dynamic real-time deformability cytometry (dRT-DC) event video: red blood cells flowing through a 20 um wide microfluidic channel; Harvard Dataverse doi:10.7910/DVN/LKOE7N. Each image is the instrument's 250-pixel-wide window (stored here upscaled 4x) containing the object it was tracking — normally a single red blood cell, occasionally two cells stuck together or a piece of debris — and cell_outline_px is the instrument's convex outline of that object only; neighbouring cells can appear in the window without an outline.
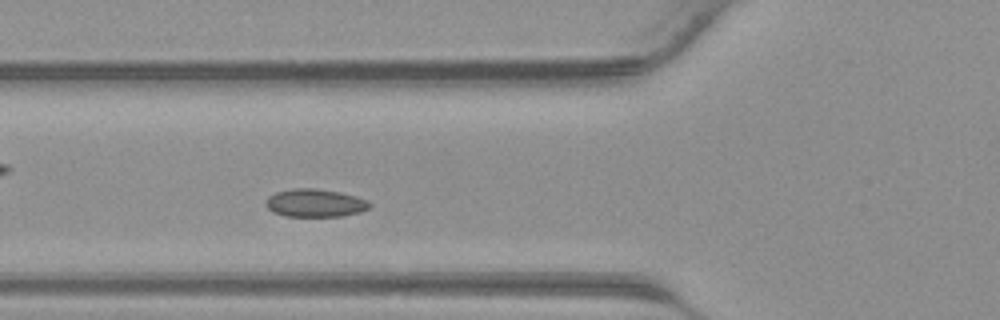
{"species": "common noctule bat (a hibernating species)", "species_latin": "Nyctalus noctula", "temperature_condition": "warm", "stored_images_in_passage": 35, "camera_frame_rate_fps": 3000, "um_per_image_px": 0.085, "animal": {"sex": "male", "body_mass_g": 23.1, "forearm_length_mm": 52.7}, "frame": {"image": 1, "passage_image": 8, "time_ms": 2.333, "image_size_px": [1000, 320], "cell_outline_px": [[372, 204], [368, 208], [360, 212], [344, 216], [284, 216], [272, 212], [264, 204], [264, 200], [268, 196], [276, 192], [292, 188], [316, 188], [340, 192], [356, 196], [368, 200]], "centroid_in_image_um": [26.76, 17.25], "position_along_channel_um": 99.0, "area_um2": 17.17}}
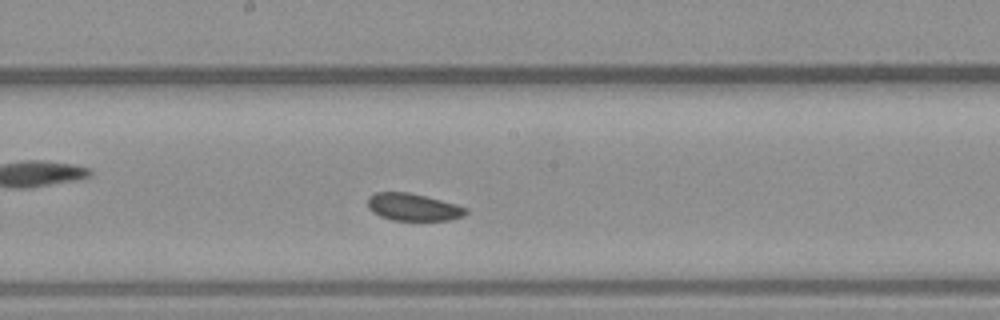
{"frame": {"image": 2, "passage_image": 15, "time_ms": 4.667, "image_size_px": [1000, 320], "cell_outline_px": [[468, 212], [464, 216], [452, 220], [392, 220], [380, 216], [372, 212], [368, 208], [368, 196], [376, 192], [408, 192], [456, 204], [468, 208]], "centroid_in_image_um": [35.12, 17.61], "position_along_channel_um": 213.1, "area_um2": 15.66}}
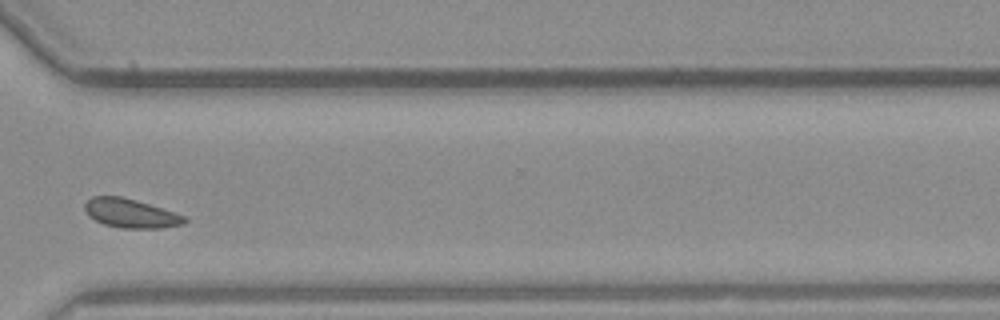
{"frame": {"image": 3, "passage_image": 24, "time_ms": 7.667, "image_size_px": [1000, 320], "cell_outline_px": [[188, 220], [184, 224], [160, 228], [120, 228], [104, 224], [88, 216], [84, 208], [84, 204], [92, 196], [120, 196], [136, 200], [184, 216]], "centroid_in_image_um": [11.07, 18.13], "position_along_channel_um": 359.5, "area_um2": 16.65}}